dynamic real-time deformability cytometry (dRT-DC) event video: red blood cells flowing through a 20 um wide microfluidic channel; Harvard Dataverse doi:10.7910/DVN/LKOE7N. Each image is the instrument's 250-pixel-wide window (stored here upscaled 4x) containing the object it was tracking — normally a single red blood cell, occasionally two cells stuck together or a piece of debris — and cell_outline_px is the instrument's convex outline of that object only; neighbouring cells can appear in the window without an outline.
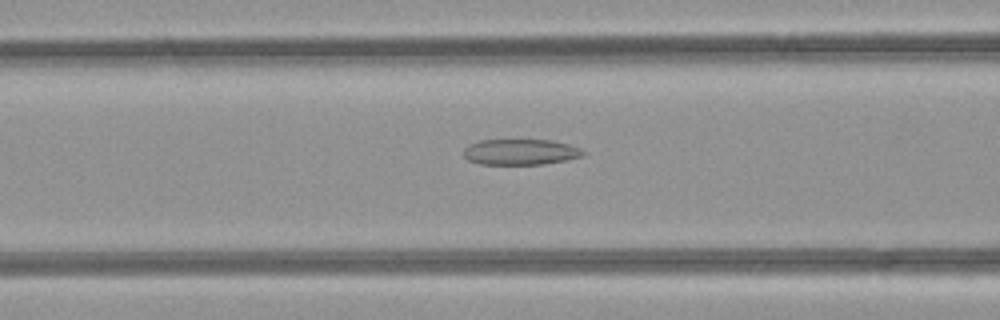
{"species": "common noctule bat (a hibernating species)", "species_latin": "Nyctalus noctula", "temperature_condition": "room temperature", "stored_images_in_passage": 31, "camera_frame_rate_fps": 3000, "um_per_image_px": 0.085, "animal": {"sex": "female", "body_mass_g": 21.9}, "frame": {"image": 1, "passage_image": 9, "time_ms": 2.667, "image_size_px": [1000, 320], "cell_outline_px": [[588, 152], [584, 156], [568, 160], [544, 164], [480, 164], [468, 160], [464, 156], [464, 148], [468, 144], [480, 140], [552, 140], [568, 144], [580, 148]], "centroid_in_image_um": [44.28, 12.92], "position_along_channel_um": 122.3, "area_um2": 18.15}}
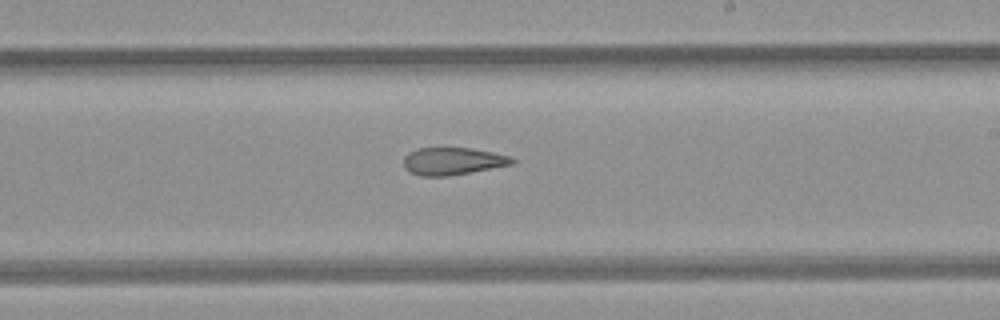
{"frame": {"image": 2, "passage_image": 18, "time_ms": 5.667, "image_size_px": [1000, 320], "cell_outline_px": [[516, 164], [448, 176], [420, 176], [404, 168], [404, 156], [408, 152], [416, 148], [472, 148], [492, 152], [508, 156], [516, 160]], "centroid_in_image_um": [38.49, 13.7], "position_along_channel_um": 250.5, "area_um2": 17.4}}
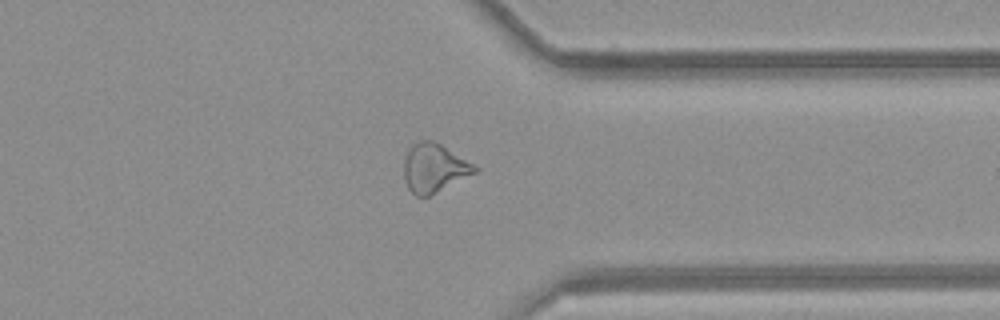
{"frame": {"image": 3, "passage_image": 27, "time_ms": 8.667, "image_size_px": [1000, 320], "cell_outline_px": [[480, 168], [476, 172], [428, 196], [416, 196], [408, 188], [404, 176], [404, 160], [412, 144], [420, 140], [432, 140], [440, 144]], "centroid_in_image_um": [36.88, 14.27], "position_along_channel_um": 374.5, "area_um2": 19.65}, "authors_computed_cell_mechanics": {"area_um2": 18.6694, "velocity_mm_per_s": 4.2635, "shape_relaxation_time_tau1_ms": null, "shape_relaxation_time_tau2_ms": 4.5953, "deformation_change_tau1": null, "deformation_change_tau2": 0.1446}}